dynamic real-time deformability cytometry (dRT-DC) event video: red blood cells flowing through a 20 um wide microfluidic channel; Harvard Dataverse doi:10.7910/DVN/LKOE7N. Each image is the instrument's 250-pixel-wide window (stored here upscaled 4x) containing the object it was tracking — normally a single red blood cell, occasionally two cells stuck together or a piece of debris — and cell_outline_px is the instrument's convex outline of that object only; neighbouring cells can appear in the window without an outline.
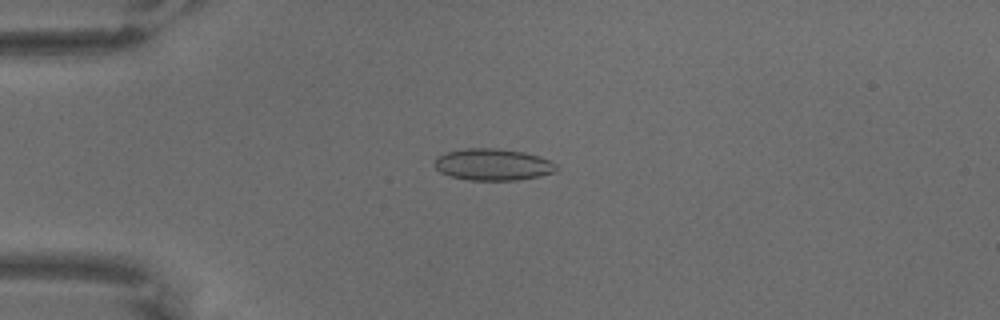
{"species": "common noctule bat (a hibernating species)", "species_latin": "Nyctalus noctula", "temperature_condition": "warm", "stored_images_in_passage": 50, "camera_frame_rate_fps": 3000, "um_per_image_px": 0.085, "animal": {"sex": "male", "body_mass_g": 18.8}, "frame": {"image": 1, "passage_image": 1, "time_ms": 0.0, "image_size_px": [1000, 320], "cell_outline_px": [[560, 168], [556, 172], [540, 176], [516, 180], [468, 180], [448, 176], [440, 172], [436, 168], [436, 160], [440, 156], [448, 152], [464, 148], [500, 148], [524, 152], [540, 156], [556, 164]], "centroid_in_image_um": [41.95, 13.99], "position_along_channel_um": 43.1, "area_um2": 22.6}}
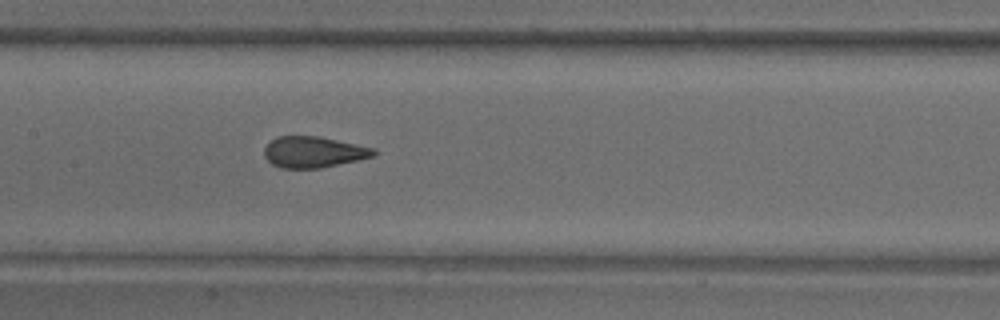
{"frame": {"image": 2, "passage_image": 17, "time_ms": 5.333, "image_size_px": [1000, 320], "cell_outline_px": [[376, 152], [372, 156], [360, 160], [320, 168], [280, 168], [272, 164], [264, 156], [264, 148], [276, 136], [320, 136], [376, 148]], "centroid_in_image_um": [26.66, 12.92], "position_along_channel_um": 180.7, "area_um2": 19.94}}
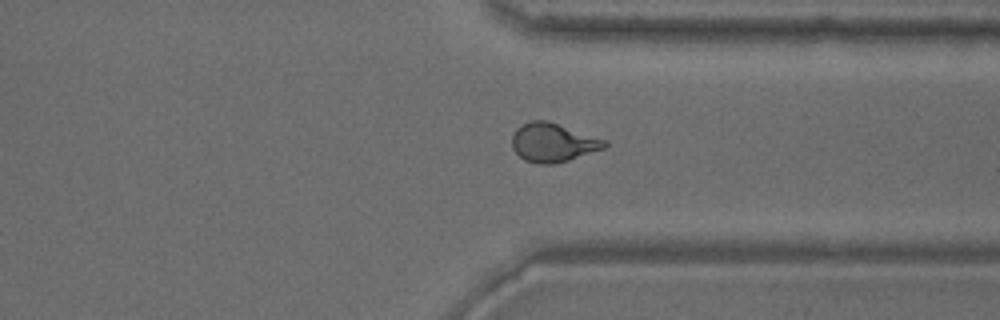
{"frame": {"image": 3, "passage_image": 35, "time_ms": 11.333, "image_size_px": [1000, 320], "cell_outline_px": [[608, 144], [604, 148], [568, 160], [552, 164], [536, 164], [524, 160], [512, 148], [512, 136], [516, 128], [520, 124], [532, 120], [548, 120], [608, 140]], "centroid_in_image_um": [46.99, 12.1], "position_along_channel_um": 364.4, "area_um2": 21.1}}